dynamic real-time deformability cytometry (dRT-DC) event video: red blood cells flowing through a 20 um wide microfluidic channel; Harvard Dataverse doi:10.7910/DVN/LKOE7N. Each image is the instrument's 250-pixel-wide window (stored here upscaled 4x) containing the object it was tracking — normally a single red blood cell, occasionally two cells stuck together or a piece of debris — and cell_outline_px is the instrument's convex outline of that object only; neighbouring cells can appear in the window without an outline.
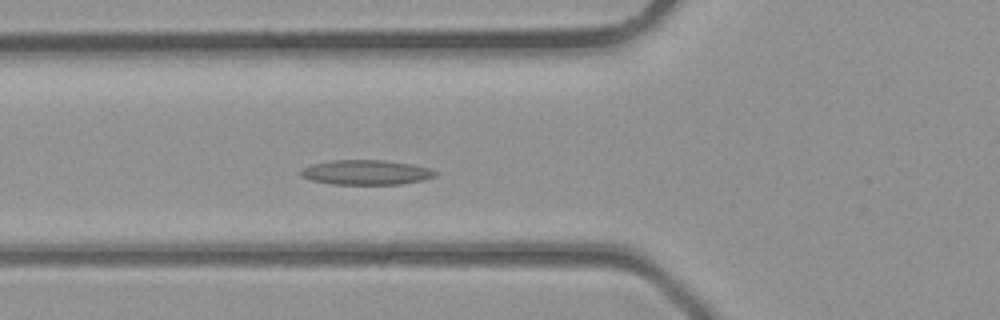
{"species": "common noctule bat (a hibernating species)", "species_latin": "Nyctalus noctula", "temperature_condition": "room temperature", "stored_images_in_passage": 34, "camera_frame_rate_fps": 3000, "um_per_image_px": 0.085, "animal": {"sex": "male", "body_mass_g": 23.1, "forearm_length_mm": 52.7}, "frame": {"image": 1, "passage_image": 13, "time_ms": 4.0, "image_size_px": [1000, 320], "cell_outline_px": [[440, 172], [436, 176], [424, 180], [400, 184], [332, 184], [312, 180], [300, 176], [300, 172], [304, 168], [312, 164], [328, 160], [384, 160], [412, 164], [428, 168]], "centroid_in_image_um": [31.15, 14.65], "position_along_channel_um": 94.7, "area_um2": 19.48}}
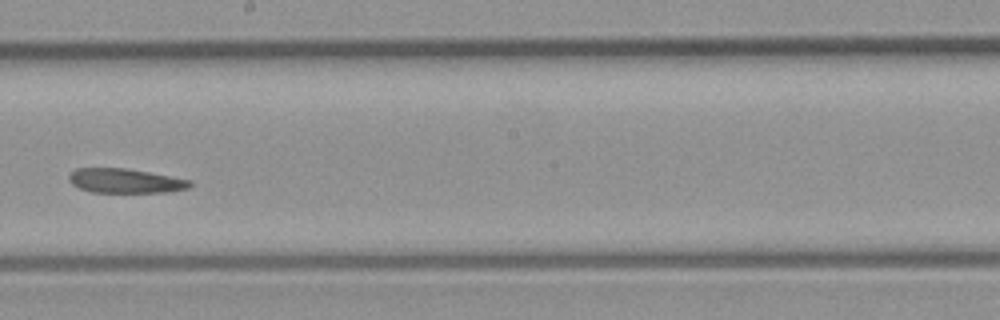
{"frame": {"image": 2, "passage_image": 21, "time_ms": 6.667, "image_size_px": [1000, 320], "cell_outline_px": [[192, 184], [188, 188], [168, 192], [92, 192], [80, 188], [72, 184], [68, 180], [68, 176], [76, 168], [124, 168], [148, 172], [188, 180]], "centroid_in_image_um": [10.59, 15.37], "position_along_channel_um": 237.6, "area_um2": 16.94}}
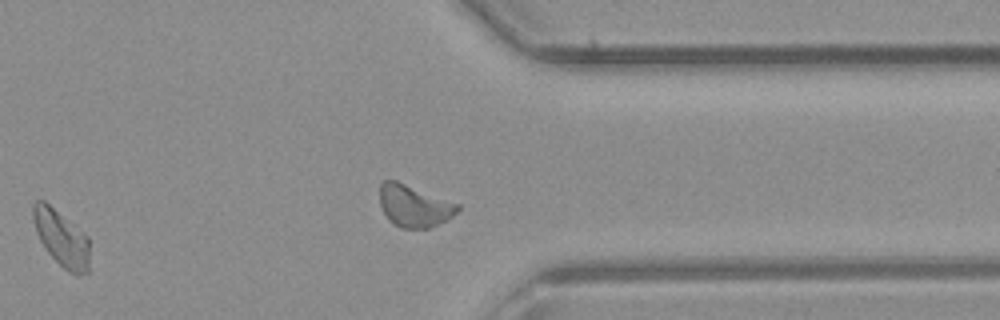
{"frame": {"image": 3, "passage_image": 29, "time_ms": 9.333, "image_size_px": [1000, 320], "cell_outline_px": [[88, 272], [80, 276], [76, 276], [68, 272], [44, 248], [36, 232], [32, 216], [32, 204], [36, 200], [44, 200], [84, 232], [88, 236]], "centroid_in_image_um": [5.21, 20.24], "position_along_channel_um": 406.2, "area_um2": 18.5}}